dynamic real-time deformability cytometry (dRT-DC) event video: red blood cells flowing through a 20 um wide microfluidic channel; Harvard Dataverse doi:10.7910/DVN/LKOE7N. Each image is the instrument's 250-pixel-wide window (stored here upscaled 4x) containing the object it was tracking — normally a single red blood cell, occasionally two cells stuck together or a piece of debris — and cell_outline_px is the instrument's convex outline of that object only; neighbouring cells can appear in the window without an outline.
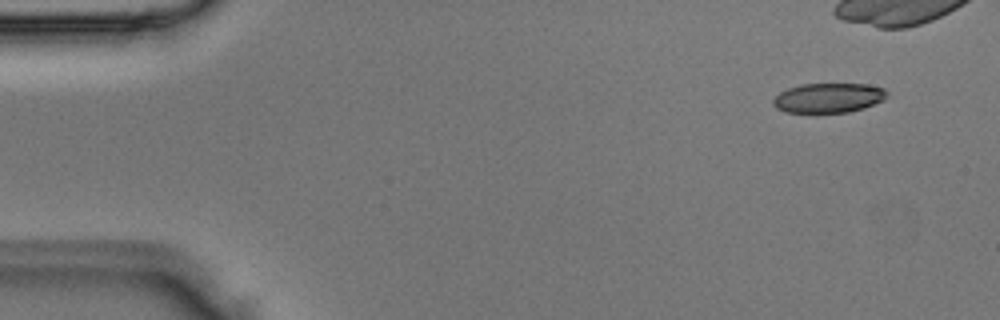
{"species": "Egyptian fruit bat (a non-hibernating species)", "species_latin": "Rousettus aegyptiacus", "temperature_condition": "room temperature", "stored_images_in_passage": 5, "camera_frame_rate_fps": 3000, "um_per_image_px": 0.085, "animal": {"sex": "male"}, "frame": {"image": 1, "passage_image": 1, "time_ms": 0.0, "image_size_px": [1000, 320], "cell_outline_px": [[888, 92], [884, 100], [864, 108], [848, 112], [784, 112], [776, 108], [772, 104], [772, 100], [780, 92], [788, 88], [800, 84], [868, 84], [884, 88]], "centroid_in_image_um": [70.42, 8.31], "position_along_channel_um": 14.6, "area_um2": 19.71}}